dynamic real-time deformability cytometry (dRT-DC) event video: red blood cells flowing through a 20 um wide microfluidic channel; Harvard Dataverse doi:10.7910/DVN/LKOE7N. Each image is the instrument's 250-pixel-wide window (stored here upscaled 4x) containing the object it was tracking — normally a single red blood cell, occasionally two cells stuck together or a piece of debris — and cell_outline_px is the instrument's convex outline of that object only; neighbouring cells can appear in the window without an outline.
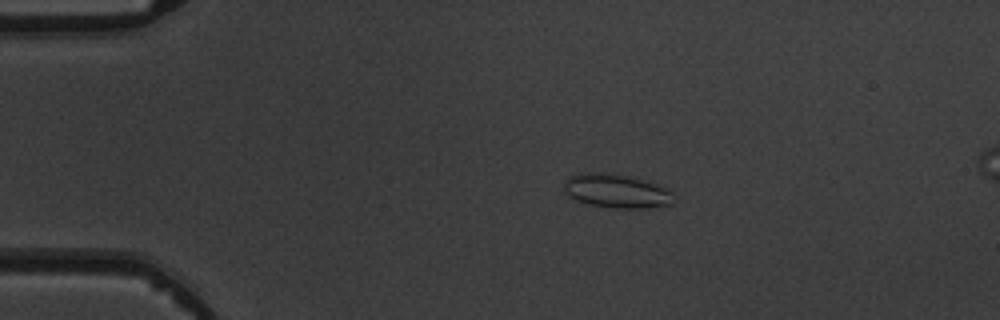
{"species": "common noctule bat (a hibernating species)", "species_latin": "Nyctalus noctula", "temperature_condition": "warm", "stored_images_in_passage": 6, "camera_frame_rate_fps": 3000, "um_per_image_px": 0.085, "animal": {"sex": "male", "body_mass_g": 19.5, "forearm_length_mm": 54.6}, "frame": {"image": 1, "passage_image": 4, "time_ms": 3.333, "image_size_px": [1000, 320], "cell_outline_px": [[676, 196], [672, 204], [648, 208], [616, 208], [588, 204], [576, 200], [568, 196], [564, 192], [564, 180], [568, 176], [580, 172], [600, 172], [632, 176], [648, 180], [668, 188]], "centroid_in_image_um": [52.42, 16.22], "position_along_channel_um": 32.6, "area_um2": 22.25}}
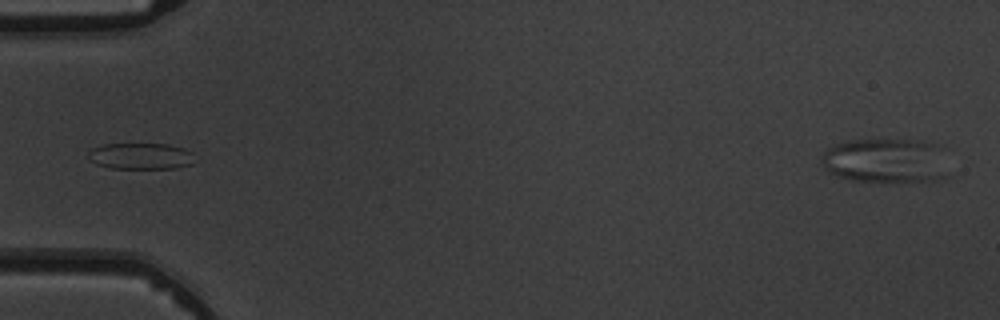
{"frame": {"image": 2, "passage_image": 6, "time_ms": 5.667, "image_size_px": [1000, 320], "cell_outline_px": [[192, 164], [176, 168], [112, 168], [96, 164], [88, 160], [88, 152], [92, 148], [104, 144], [168, 144], [184, 148], [192, 152]], "centroid_in_image_um": [11.93, 13.26], "position_along_channel_um": 73.1, "area_um2": 16.3}}